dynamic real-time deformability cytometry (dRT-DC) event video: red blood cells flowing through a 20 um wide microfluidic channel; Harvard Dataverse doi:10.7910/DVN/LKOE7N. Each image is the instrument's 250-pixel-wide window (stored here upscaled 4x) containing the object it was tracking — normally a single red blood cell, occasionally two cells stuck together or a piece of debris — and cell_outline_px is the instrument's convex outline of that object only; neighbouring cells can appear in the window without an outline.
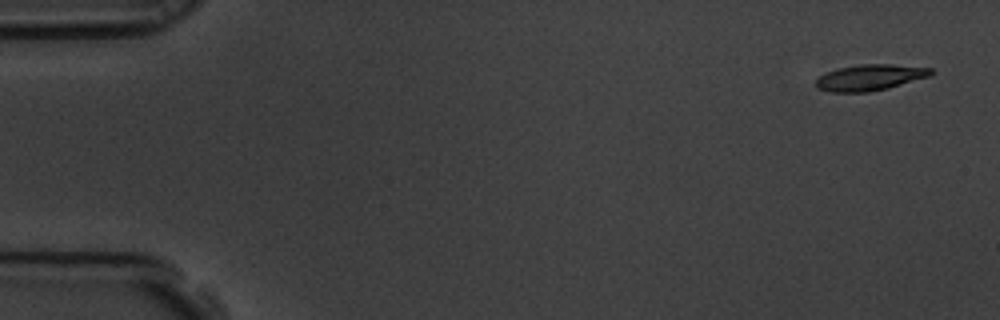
{"species": "common noctule bat (a hibernating species)", "species_latin": "Nyctalus noctula", "temperature_condition": "room temperature", "stored_images_in_passage": 11, "camera_frame_rate_fps": 3000, "um_per_image_px": 0.085, "animal": {"sex": "male", "body_mass_g": 19.5, "forearm_length_mm": 54.6}, "frame": {"image": 1, "passage_image": 1, "time_ms": 0.0, "image_size_px": [1000, 320], "cell_outline_px": [[932, 76], [888, 88], [868, 92], [828, 92], [816, 88], [816, 80], [820, 76], [828, 72], [840, 68], [860, 64], [892, 64], [932, 68]], "centroid_in_image_um": [73.97, 6.59], "position_along_channel_um": 11.0, "area_um2": 17.46}}
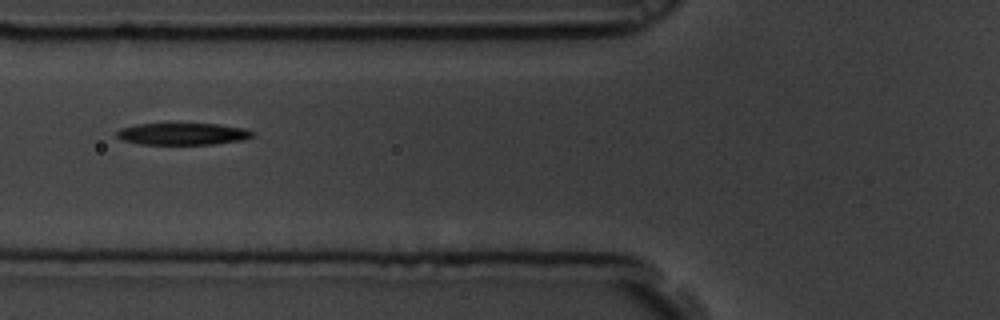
{"frame": {"image": 2, "passage_image": 6, "time_ms": 1.667, "image_size_px": [1000, 320], "cell_outline_px": [[256, 136], [240, 140], [212, 144], [140, 144], [120, 140], [116, 136], [116, 132], [120, 128], [136, 124], [216, 124], [248, 128], [256, 132]], "centroid_in_image_um": [15.55, 11.38], "position_along_channel_um": 110.3, "area_um2": 17.46}}
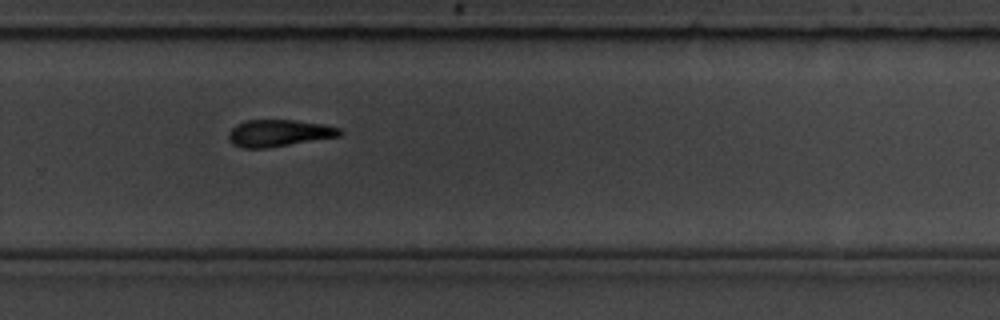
{"frame": {"image": 3, "passage_image": 11, "time_ms": 3.333, "image_size_px": [1000, 320], "cell_outline_px": [[344, 132], [340, 136], [268, 148], [240, 148], [232, 144], [228, 140], [228, 132], [236, 124], [244, 120], [292, 120], [324, 124], [340, 128]], "centroid_in_image_um": [23.68, 11.32], "position_along_channel_um": 306.1, "area_um2": 17.63}}